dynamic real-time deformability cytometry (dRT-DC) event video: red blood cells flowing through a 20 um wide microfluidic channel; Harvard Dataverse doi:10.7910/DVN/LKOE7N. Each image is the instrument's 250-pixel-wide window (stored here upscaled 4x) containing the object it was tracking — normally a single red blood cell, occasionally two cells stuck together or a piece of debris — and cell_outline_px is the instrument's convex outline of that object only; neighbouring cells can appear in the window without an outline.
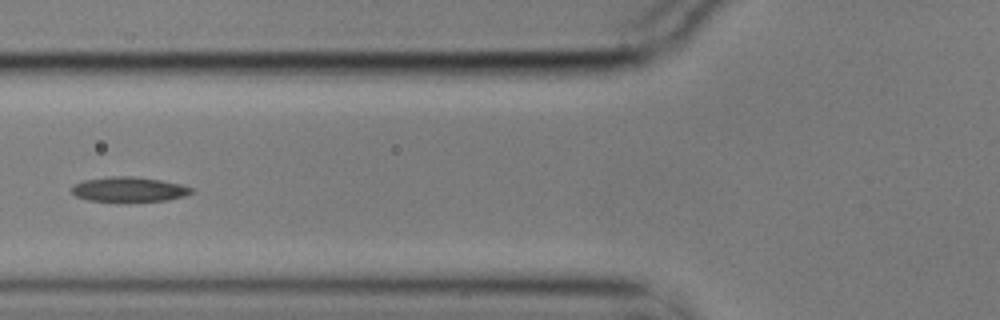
{"species": "common noctule bat (a hibernating species)", "species_latin": "Nyctalus noctula", "temperature_condition": "cold", "stored_images_in_passage": 6, "camera_frame_rate_fps": 3000, "um_per_image_px": 0.085, "animal": {"sex": "male", "body_mass_g": 17.9}, "frame": {"image": 1, "passage_image": 5, "time_ms": 1.333, "image_size_px": [1000, 320], "cell_outline_px": [[192, 192], [184, 196], [168, 200], [88, 200], [76, 196], [72, 192], [72, 184], [84, 180], [108, 176], [132, 176], [160, 180], [180, 184], [192, 188]], "centroid_in_image_um": [10.93, 16.07], "position_along_channel_um": 114.9, "area_um2": 16.88}}
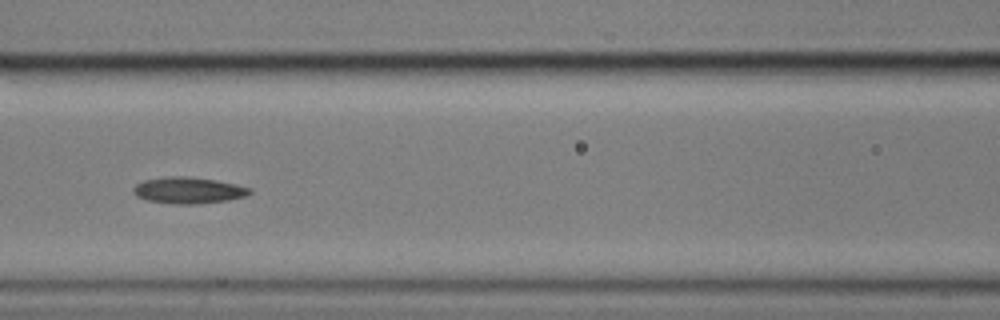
{"frame": {"image": 2, "passage_image": 6, "time_ms": 1.667, "image_size_px": [1000, 320], "cell_outline_px": [[252, 192], [244, 196], [228, 200], [196, 204], [172, 204], [148, 200], [136, 196], [132, 192], [132, 188], [136, 184], [144, 180], [168, 176], [188, 176], [216, 180], [236, 184], [252, 188]], "centroid_in_image_um": [16.0, 16.17], "position_along_channel_um": 150.6, "area_um2": 17.98}}